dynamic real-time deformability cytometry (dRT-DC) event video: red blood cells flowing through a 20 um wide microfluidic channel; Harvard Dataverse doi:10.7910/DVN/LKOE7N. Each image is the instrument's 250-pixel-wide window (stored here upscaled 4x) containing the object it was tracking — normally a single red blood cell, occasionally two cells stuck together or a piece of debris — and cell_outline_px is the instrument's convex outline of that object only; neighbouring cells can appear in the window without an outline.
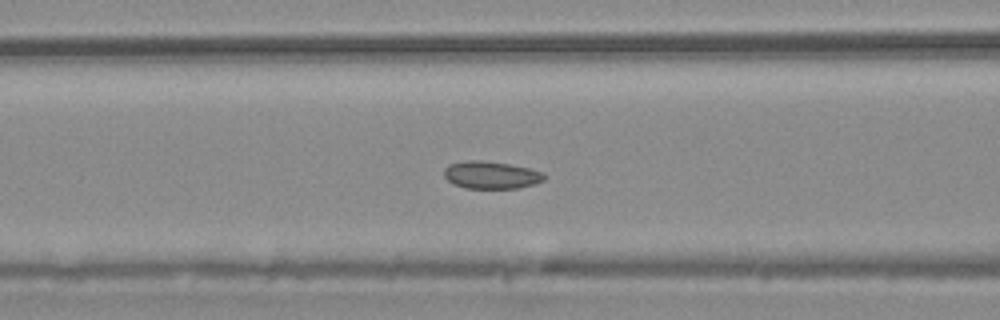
{"species": "common noctule bat (a hibernating species)", "species_latin": "Nyctalus noctula", "temperature_condition": "warm", "stored_images_in_passage": 54, "camera_frame_rate_fps": 3000, "um_per_image_px": 0.085, "animal": {"sex": "male", "body_mass_g": 20.4}, "frame": {"image": 1, "passage_image": 22, "time_ms": 7.0, "image_size_px": [1000, 320], "cell_outline_px": [[544, 180], [536, 184], [516, 188], [464, 188], [448, 180], [444, 176], [444, 168], [448, 164], [468, 160], [484, 160], [508, 164], [528, 168], [544, 172]], "centroid_in_image_um": [41.74, 14.87], "position_along_channel_um": 124.9, "area_um2": 16.01}}
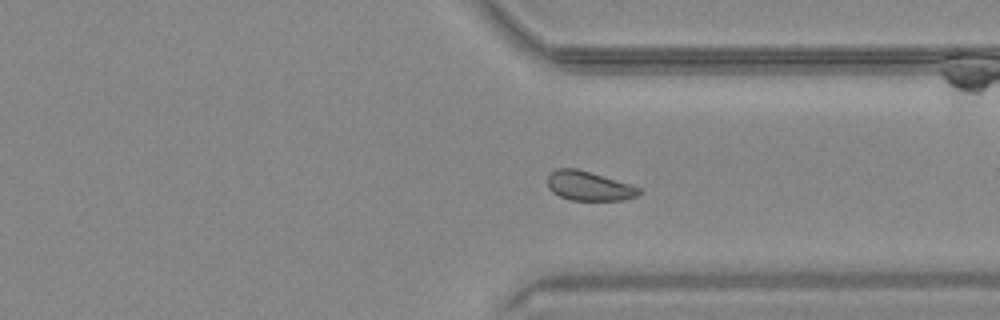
{"frame": {"image": 2, "passage_image": 41, "time_ms": 13.333, "image_size_px": [1000, 320], "cell_outline_px": [[640, 192], [636, 196], [624, 200], [568, 200], [552, 192], [548, 188], [548, 176], [556, 168], [576, 168], [628, 184], [640, 188]], "centroid_in_image_um": [50.01, 15.82], "position_along_channel_um": 361.4, "area_um2": 15.37}}
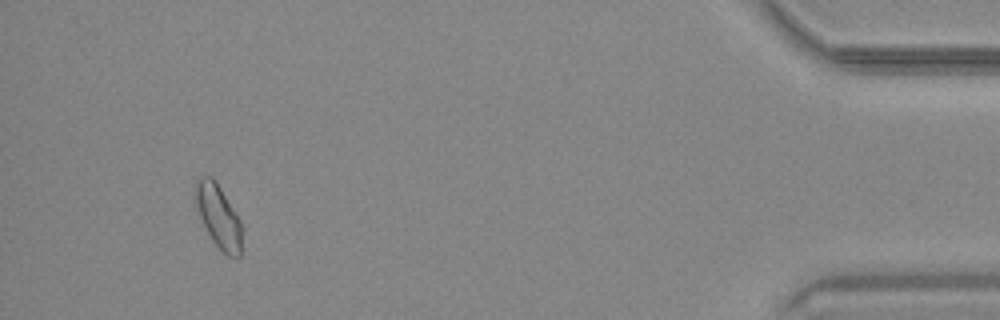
{"frame": {"image": 3, "passage_image": 51, "time_ms": 16.667, "image_size_px": [1000, 320], "cell_outline_px": [[240, 256], [228, 256], [212, 240], [196, 208], [192, 196], [196, 176], [212, 176], [216, 180], [240, 220]], "centroid_in_image_um": [18.49, 18.26], "position_along_channel_um": 416.7, "area_um2": 17.05}, "authors_computed_cell_mechanics": {"area_um2": 16.7042, "velocity_mm_per_s": 3.7269, "shape_relaxation_time_tau1_ms": null, "shape_relaxation_time_tau2_ms": 3.1647, "deformation_change_tau1": null, "deformation_change_tau2": 0.0741}}